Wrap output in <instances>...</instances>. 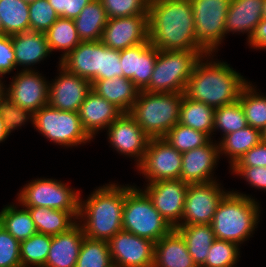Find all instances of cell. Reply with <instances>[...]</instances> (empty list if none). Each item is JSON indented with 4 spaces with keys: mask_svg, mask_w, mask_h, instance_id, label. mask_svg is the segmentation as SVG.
<instances>
[{
    "mask_svg": "<svg viewBox=\"0 0 266 267\" xmlns=\"http://www.w3.org/2000/svg\"><path fill=\"white\" fill-rule=\"evenodd\" d=\"M149 42L163 51H204L194 36L190 0H150Z\"/></svg>",
    "mask_w": 266,
    "mask_h": 267,
    "instance_id": "cell-1",
    "label": "cell"
},
{
    "mask_svg": "<svg viewBox=\"0 0 266 267\" xmlns=\"http://www.w3.org/2000/svg\"><path fill=\"white\" fill-rule=\"evenodd\" d=\"M203 55L187 81L184 96L214 108L239 99L242 88L249 82L227 62ZM218 60V61H217Z\"/></svg>",
    "mask_w": 266,
    "mask_h": 267,
    "instance_id": "cell-2",
    "label": "cell"
},
{
    "mask_svg": "<svg viewBox=\"0 0 266 267\" xmlns=\"http://www.w3.org/2000/svg\"><path fill=\"white\" fill-rule=\"evenodd\" d=\"M131 186L109 182L94 189L86 200H82L80 195L77 222L82 226L86 237L109 241L123 230L125 192Z\"/></svg>",
    "mask_w": 266,
    "mask_h": 267,
    "instance_id": "cell-3",
    "label": "cell"
},
{
    "mask_svg": "<svg viewBox=\"0 0 266 267\" xmlns=\"http://www.w3.org/2000/svg\"><path fill=\"white\" fill-rule=\"evenodd\" d=\"M252 195L229 191L217 206L211 223L215 239L241 244L253 237L261 207Z\"/></svg>",
    "mask_w": 266,
    "mask_h": 267,
    "instance_id": "cell-4",
    "label": "cell"
},
{
    "mask_svg": "<svg viewBox=\"0 0 266 267\" xmlns=\"http://www.w3.org/2000/svg\"><path fill=\"white\" fill-rule=\"evenodd\" d=\"M181 93L140 91L129 114L151 138H163L180 118Z\"/></svg>",
    "mask_w": 266,
    "mask_h": 267,
    "instance_id": "cell-5",
    "label": "cell"
},
{
    "mask_svg": "<svg viewBox=\"0 0 266 267\" xmlns=\"http://www.w3.org/2000/svg\"><path fill=\"white\" fill-rule=\"evenodd\" d=\"M122 226L123 230L154 243L173 229L137 185H132L125 192Z\"/></svg>",
    "mask_w": 266,
    "mask_h": 267,
    "instance_id": "cell-6",
    "label": "cell"
},
{
    "mask_svg": "<svg viewBox=\"0 0 266 267\" xmlns=\"http://www.w3.org/2000/svg\"><path fill=\"white\" fill-rule=\"evenodd\" d=\"M205 51H163L157 49V60L145 92L184 93L187 81Z\"/></svg>",
    "mask_w": 266,
    "mask_h": 267,
    "instance_id": "cell-7",
    "label": "cell"
},
{
    "mask_svg": "<svg viewBox=\"0 0 266 267\" xmlns=\"http://www.w3.org/2000/svg\"><path fill=\"white\" fill-rule=\"evenodd\" d=\"M67 184L52 178L33 179L20 189L16 202L23 207L69 211L78 220L81 193Z\"/></svg>",
    "mask_w": 266,
    "mask_h": 267,
    "instance_id": "cell-8",
    "label": "cell"
},
{
    "mask_svg": "<svg viewBox=\"0 0 266 267\" xmlns=\"http://www.w3.org/2000/svg\"><path fill=\"white\" fill-rule=\"evenodd\" d=\"M34 118V128L61 147L83 146L93 141L84 130L78 112L61 111L46 105L34 113Z\"/></svg>",
    "mask_w": 266,
    "mask_h": 267,
    "instance_id": "cell-9",
    "label": "cell"
},
{
    "mask_svg": "<svg viewBox=\"0 0 266 267\" xmlns=\"http://www.w3.org/2000/svg\"><path fill=\"white\" fill-rule=\"evenodd\" d=\"M190 1L195 20V39L207 54H216L225 40V21L231 0Z\"/></svg>",
    "mask_w": 266,
    "mask_h": 267,
    "instance_id": "cell-10",
    "label": "cell"
},
{
    "mask_svg": "<svg viewBox=\"0 0 266 267\" xmlns=\"http://www.w3.org/2000/svg\"><path fill=\"white\" fill-rule=\"evenodd\" d=\"M181 166L182 153L163 138H151L142 161L135 168L150 183L180 179Z\"/></svg>",
    "mask_w": 266,
    "mask_h": 267,
    "instance_id": "cell-11",
    "label": "cell"
},
{
    "mask_svg": "<svg viewBox=\"0 0 266 267\" xmlns=\"http://www.w3.org/2000/svg\"><path fill=\"white\" fill-rule=\"evenodd\" d=\"M221 186L217 181L188 184L181 225L211 224L218 204L229 192Z\"/></svg>",
    "mask_w": 266,
    "mask_h": 267,
    "instance_id": "cell-12",
    "label": "cell"
},
{
    "mask_svg": "<svg viewBox=\"0 0 266 267\" xmlns=\"http://www.w3.org/2000/svg\"><path fill=\"white\" fill-rule=\"evenodd\" d=\"M142 189L172 228L181 226L188 184L182 179L147 183Z\"/></svg>",
    "mask_w": 266,
    "mask_h": 267,
    "instance_id": "cell-13",
    "label": "cell"
},
{
    "mask_svg": "<svg viewBox=\"0 0 266 267\" xmlns=\"http://www.w3.org/2000/svg\"><path fill=\"white\" fill-rule=\"evenodd\" d=\"M7 86V97L17 106L33 111L49 105V81L37 70L19 69Z\"/></svg>",
    "mask_w": 266,
    "mask_h": 267,
    "instance_id": "cell-14",
    "label": "cell"
},
{
    "mask_svg": "<svg viewBox=\"0 0 266 267\" xmlns=\"http://www.w3.org/2000/svg\"><path fill=\"white\" fill-rule=\"evenodd\" d=\"M106 131L108 142L115 151L134 158L135 166L142 161L150 138L129 113H122Z\"/></svg>",
    "mask_w": 266,
    "mask_h": 267,
    "instance_id": "cell-15",
    "label": "cell"
},
{
    "mask_svg": "<svg viewBox=\"0 0 266 267\" xmlns=\"http://www.w3.org/2000/svg\"><path fill=\"white\" fill-rule=\"evenodd\" d=\"M114 267H153L154 242L121 230L109 241Z\"/></svg>",
    "mask_w": 266,
    "mask_h": 267,
    "instance_id": "cell-16",
    "label": "cell"
},
{
    "mask_svg": "<svg viewBox=\"0 0 266 267\" xmlns=\"http://www.w3.org/2000/svg\"><path fill=\"white\" fill-rule=\"evenodd\" d=\"M58 66V76L49 81V105L61 111L78 112L92 90V83L68 72L59 63Z\"/></svg>",
    "mask_w": 266,
    "mask_h": 267,
    "instance_id": "cell-17",
    "label": "cell"
},
{
    "mask_svg": "<svg viewBox=\"0 0 266 267\" xmlns=\"http://www.w3.org/2000/svg\"><path fill=\"white\" fill-rule=\"evenodd\" d=\"M100 41L115 50L149 42L148 15L108 19Z\"/></svg>",
    "mask_w": 266,
    "mask_h": 267,
    "instance_id": "cell-18",
    "label": "cell"
},
{
    "mask_svg": "<svg viewBox=\"0 0 266 267\" xmlns=\"http://www.w3.org/2000/svg\"><path fill=\"white\" fill-rule=\"evenodd\" d=\"M211 139L206 145L182 153L180 179L187 184H205L216 180L214 170L219 162L218 142ZM217 142V143H216Z\"/></svg>",
    "mask_w": 266,
    "mask_h": 267,
    "instance_id": "cell-19",
    "label": "cell"
},
{
    "mask_svg": "<svg viewBox=\"0 0 266 267\" xmlns=\"http://www.w3.org/2000/svg\"><path fill=\"white\" fill-rule=\"evenodd\" d=\"M156 60L157 48L150 42L120 50L123 77L130 79L140 91L148 87Z\"/></svg>",
    "mask_w": 266,
    "mask_h": 267,
    "instance_id": "cell-20",
    "label": "cell"
},
{
    "mask_svg": "<svg viewBox=\"0 0 266 267\" xmlns=\"http://www.w3.org/2000/svg\"><path fill=\"white\" fill-rule=\"evenodd\" d=\"M82 126L87 134L95 136L107 129L123 112L105 98L91 90L78 111Z\"/></svg>",
    "mask_w": 266,
    "mask_h": 267,
    "instance_id": "cell-21",
    "label": "cell"
},
{
    "mask_svg": "<svg viewBox=\"0 0 266 267\" xmlns=\"http://www.w3.org/2000/svg\"><path fill=\"white\" fill-rule=\"evenodd\" d=\"M10 36L15 54V65L21 66L22 71L36 70L32 67L43 62L51 54L44 32L29 30Z\"/></svg>",
    "mask_w": 266,
    "mask_h": 267,
    "instance_id": "cell-22",
    "label": "cell"
},
{
    "mask_svg": "<svg viewBox=\"0 0 266 267\" xmlns=\"http://www.w3.org/2000/svg\"><path fill=\"white\" fill-rule=\"evenodd\" d=\"M59 64L93 84L100 80V41H82Z\"/></svg>",
    "mask_w": 266,
    "mask_h": 267,
    "instance_id": "cell-23",
    "label": "cell"
},
{
    "mask_svg": "<svg viewBox=\"0 0 266 267\" xmlns=\"http://www.w3.org/2000/svg\"><path fill=\"white\" fill-rule=\"evenodd\" d=\"M264 0H231L225 21V37L229 33L247 34V42L263 18Z\"/></svg>",
    "mask_w": 266,
    "mask_h": 267,
    "instance_id": "cell-24",
    "label": "cell"
},
{
    "mask_svg": "<svg viewBox=\"0 0 266 267\" xmlns=\"http://www.w3.org/2000/svg\"><path fill=\"white\" fill-rule=\"evenodd\" d=\"M84 237L78 222L67 232L53 235L44 267H75Z\"/></svg>",
    "mask_w": 266,
    "mask_h": 267,
    "instance_id": "cell-25",
    "label": "cell"
},
{
    "mask_svg": "<svg viewBox=\"0 0 266 267\" xmlns=\"http://www.w3.org/2000/svg\"><path fill=\"white\" fill-rule=\"evenodd\" d=\"M153 267H196L185 240L175 228L154 244Z\"/></svg>",
    "mask_w": 266,
    "mask_h": 267,
    "instance_id": "cell-26",
    "label": "cell"
},
{
    "mask_svg": "<svg viewBox=\"0 0 266 267\" xmlns=\"http://www.w3.org/2000/svg\"><path fill=\"white\" fill-rule=\"evenodd\" d=\"M92 90L123 113L130 112L140 92L130 79L124 77L96 80L92 84Z\"/></svg>",
    "mask_w": 266,
    "mask_h": 267,
    "instance_id": "cell-27",
    "label": "cell"
},
{
    "mask_svg": "<svg viewBox=\"0 0 266 267\" xmlns=\"http://www.w3.org/2000/svg\"><path fill=\"white\" fill-rule=\"evenodd\" d=\"M175 229L185 240L188 252L196 267H202L215 240L211 224L181 225Z\"/></svg>",
    "mask_w": 266,
    "mask_h": 267,
    "instance_id": "cell-28",
    "label": "cell"
},
{
    "mask_svg": "<svg viewBox=\"0 0 266 267\" xmlns=\"http://www.w3.org/2000/svg\"><path fill=\"white\" fill-rule=\"evenodd\" d=\"M219 154L226 156L230 168L252 147L262 141L261 130L247 126L219 139Z\"/></svg>",
    "mask_w": 266,
    "mask_h": 267,
    "instance_id": "cell-29",
    "label": "cell"
},
{
    "mask_svg": "<svg viewBox=\"0 0 266 267\" xmlns=\"http://www.w3.org/2000/svg\"><path fill=\"white\" fill-rule=\"evenodd\" d=\"M108 16L101 0H91L74 19L81 41H100Z\"/></svg>",
    "mask_w": 266,
    "mask_h": 267,
    "instance_id": "cell-30",
    "label": "cell"
},
{
    "mask_svg": "<svg viewBox=\"0 0 266 267\" xmlns=\"http://www.w3.org/2000/svg\"><path fill=\"white\" fill-rule=\"evenodd\" d=\"M29 210L37 233L58 235L67 232L77 223V219L69 212L47 207H25Z\"/></svg>",
    "mask_w": 266,
    "mask_h": 267,
    "instance_id": "cell-31",
    "label": "cell"
},
{
    "mask_svg": "<svg viewBox=\"0 0 266 267\" xmlns=\"http://www.w3.org/2000/svg\"><path fill=\"white\" fill-rule=\"evenodd\" d=\"M215 108L183 95L180 108V124L207 134L213 139Z\"/></svg>",
    "mask_w": 266,
    "mask_h": 267,
    "instance_id": "cell-32",
    "label": "cell"
},
{
    "mask_svg": "<svg viewBox=\"0 0 266 267\" xmlns=\"http://www.w3.org/2000/svg\"><path fill=\"white\" fill-rule=\"evenodd\" d=\"M18 203V205H17ZM4 206L0 211V224L19 242L37 233L29 210L17 202ZM20 206V207H19ZM22 208V209H20Z\"/></svg>",
    "mask_w": 266,
    "mask_h": 267,
    "instance_id": "cell-33",
    "label": "cell"
},
{
    "mask_svg": "<svg viewBox=\"0 0 266 267\" xmlns=\"http://www.w3.org/2000/svg\"><path fill=\"white\" fill-rule=\"evenodd\" d=\"M48 46L51 54L54 51H61L60 62L67 56L78 44L80 40L73 19L59 17L45 32Z\"/></svg>",
    "mask_w": 266,
    "mask_h": 267,
    "instance_id": "cell-34",
    "label": "cell"
},
{
    "mask_svg": "<svg viewBox=\"0 0 266 267\" xmlns=\"http://www.w3.org/2000/svg\"><path fill=\"white\" fill-rule=\"evenodd\" d=\"M0 19L3 35L29 31V3L23 0H0Z\"/></svg>",
    "mask_w": 266,
    "mask_h": 267,
    "instance_id": "cell-35",
    "label": "cell"
},
{
    "mask_svg": "<svg viewBox=\"0 0 266 267\" xmlns=\"http://www.w3.org/2000/svg\"><path fill=\"white\" fill-rule=\"evenodd\" d=\"M254 86L249 81L242 88L238 100L243 107L248 126L262 131L266 126V96Z\"/></svg>",
    "mask_w": 266,
    "mask_h": 267,
    "instance_id": "cell-36",
    "label": "cell"
},
{
    "mask_svg": "<svg viewBox=\"0 0 266 267\" xmlns=\"http://www.w3.org/2000/svg\"><path fill=\"white\" fill-rule=\"evenodd\" d=\"M52 236L36 233L20 242L22 267H44L48 258Z\"/></svg>",
    "mask_w": 266,
    "mask_h": 267,
    "instance_id": "cell-37",
    "label": "cell"
},
{
    "mask_svg": "<svg viewBox=\"0 0 266 267\" xmlns=\"http://www.w3.org/2000/svg\"><path fill=\"white\" fill-rule=\"evenodd\" d=\"M75 267H114L108 241L85 236Z\"/></svg>",
    "mask_w": 266,
    "mask_h": 267,
    "instance_id": "cell-38",
    "label": "cell"
},
{
    "mask_svg": "<svg viewBox=\"0 0 266 267\" xmlns=\"http://www.w3.org/2000/svg\"><path fill=\"white\" fill-rule=\"evenodd\" d=\"M247 126V119L239 100L215 108L213 134L218 130L217 132L220 131L221 137H224Z\"/></svg>",
    "mask_w": 266,
    "mask_h": 267,
    "instance_id": "cell-39",
    "label": "cell"
},
{
    "mask_svg": "<svg viewBox=\"0 0 266 267\" xmlns=\"http://www.w3.org/2000/svg\"><path fill=\"white\" fill-rule=\"evenodd\" d=\"M180 153L206 145L211 138L204 132L177 123L163 137Z\"/></svg>",
    "mask_w": 266,
    "mask_h": 267,
    "instance_id": "cell-40",
    "label": "cell"
},
{
    "mask_svg": "<svg viewBox=\"0 0 266 267\" xmlns=\"http://www.w3.org/2000/svg\"><path fill=\"white\" fill-rule=\"evenodd\" d=\"M240 257L236 243L215 239L202 267H236Z\"/></svg>",
    "mask_w": 266,
    "mask_h": 267,
    "instance_id": "cell-41",
    "label": "cell"
},
{
    "mask_svg": "<svg viewBox=\"0 0 266 267\" xmlns=\"http://www.w3.org/2000/svg\"><path fill=\"white\" fill-rule=\"evenodd\" d=\"M0 115L9 134L27 122L34 126V112L17 106L7 96L0 102Z\"/></svg>",
    "mask_w": 266,
    "mask_h": 267,
    "instance_id": "cell-42",
    "label": "cell"
},
{
    "mask_svg": "<svg viewBox=\"0 0 266 267\" xmlns=\"http://www.w3.org/2000/svg\"><path fill=\"white\" fill-rule=\"evenodd\" d=\"M109 19L148 15L150 0H101Z\"/></svg>",
    "mask_w": 266,
    "mask_h": 267,
    "instance_id": "cell-43",
    "label": "cell"
},
{
    "mask_svg": "<svg viewBox=\"0 0 266 267\" xmlns=\"http://www.w3.org/2000/svg\"><path fill=\"white\" fill-rule=\"evenodd\" d=\"M59 18L48 0H36L29 3L30 30L46 32Z\"/></svg>",
    "mask_w": 266,
    "mask_h": 267,
    "instance_id": "cell-44",
    "label": "cell"
},
{
    "mask_svg": "<svg viewBox=\"0 0 266 267\" xmlns=\"http://www.w3.org/2000/svg\"><path fill=\"white\" fill-rule=\"evenodd\" d=\"M0 267H22L20 242L0 224Z\"/></svg>",
    "mask_w": 266,
    "mask_h": 267,
    "instance_id": "cell-45",
    "label": "cell"
},
{
    "mask_svg": "<svg viewBox=\"0 0 266 267\" xmlns=\"http://www.w3.org/2000/svg\"><path fill=\"white\" fill-rule=\"evenodd\" d=\"M123 77L120 50L107 47L100 41V80Z\"/></svg>",
    "mask_w": 266,
    "mask_h": 267,
    "instance_id": "cell-46",
    "label": "cell"
},
{
    "mask_svg": "<svg viewBox=\"0 0 266 267\" xmlns=\"http://www.w3.org/2000/svg\"><path fill=\"white\" fill-rule=\"evenodd\" d=\"M232 174L239 175L255 189L266 191V166L231 167Z\"/></svg>",
    "mask_w": 266,
    "mask_h": 267,
    "instance_id": "cell-47",
    "label": "cell"
},
{
    "mask_svg": "<svg viewBox=\"0 0 266 267\" xmlns=\"http://www.w3.org/2000/svg\"><path fill=\"white\" fill-rule=\"evenodd\" d=\"M15 65V54L10 35L0 36V77L17 70Z\"/></svg>",
    "mask_w": 266,
    "mask_h": 267,
    "instance_id": "cell-48",
    "label": "cell"
},
{
    "mask_svg": "<svg viewBox=\"0 0 266 267\" xmlns=\"http://www.w3.org/2000/svg\"><path fill=\"white\" fill-rule=\"evenodd\" d=\"M91 0H48L59 17L75 19Z\"/></svg>",
    "mask_w": 266,
    "mask_h": 267,
    "instance_id": "cell-49",
    "label": "cell"
},
{
    "mask_svg": "<svg viewBox=\"0 0 266 267\" xmlns=\"http://www.w3.org/2000/svg\"><path fill=\"white\" fill-rule=\"evenodd\" d=\"M266 166V142L261 141L248 150L232 167Z\"/></svg>",
    "mask_w": 266,
    "mask_h": 267,
    "instance_id": "cell-50",
    "label": "cell"
},
{
    "mask_svg": "<svg viewBox=\"0 0 266 267\" xmlns=\"http://www.w3.org/2000/svg\"><path fill=\"white\" fill-rule=\"evenodd\" d=\"M249 48L266 50V18H262L247 42Z\"/></svg>",
    "mask_w": 266,
    "mask_h": 267,
    "instance_id": "cell-51",
    "label": "cell"
},
{
    "mask_svg": "<svg viewBox=\"0 0 266 267\" xmlns=\"http://www.w3.org/2000/svg\"><path fill=\"white\" fill-rule=\"evenodd\" d=\"M9 135L10 134L6 130L3 119L0 115V143L4 142L8 138Z\"/></svg>",
    "mask_w": 266,
    "mask_h": 267,
    "instance_id": "cell-52",
    "label": "cell"
},
{
    "mask_svg": "<svg viewBox=\"0 0 266 267\" xmlns=\"http://www.w3.org/2000/svg\"><path fill=\"white\" fill-rule=\"evenodd\" d=\"M3 78L0 77V102L7 96V85H5Z\"/></svg>",
    "mask_w": 266,
    "mask_h": 267,
    "instance_id": "cell-53",
    "label": "cell"
},
{
    "mask_svg": "<svg viewBox=\"0 0 266 267\" xmlns=\"http://www.w3.org/2000/svg\"><path fill=\"white\" fill-rule=\"evenodd\" d=\"M262 141L266 142V126L261 131Z\"/></svg>",
    "mask_w": 266,
    "mask_h": 267,
    "instance_id": "cell-54",
    "label": "cell"
},
{
    "mask_svg": "<svg viewBox=\"0 0 266 267\" xmlns=\"http://www.w3.org/2000/svg\"><path fill=\"white\" fill-rule=\"evenodd\" d=\"M263 18H266V0H264V6H263Z\"/></svg>",
    "mask_w": 266,
    "mask_h": 267,
    "instance_id": "cell-55",
    "label": "cell"
},
{
    "mask_svg": "<svg viewBox=\"0 0 266 267\" xmlns=\"http://www.w3.org/2000/svg\"><path fill=\"white\" fill-rule=\"evenodd\" d=\"M3 35V27H2V22H1V19H0V36Z\"/></svg>",
    "mask_w": 266,
    "mask_h": 267,
    "instance_id": "cell-56",
    "label": "cell"
},
{
    "mask_svg": "<svg viewBox=\"0 0 266 267\" xmlns=\"http://www.w3.org/2000/svg\"><path fill=\"white\" fill-rule=\"evenodd\" d=\"M23 1L26 2V3H32V2H34L36 0H23Z\"/></svg>",
    "mask_w": 266,
    "mask_h": 267,
    "instance_id": "cell-57",
    "label": "cell"
}]
</instances>
